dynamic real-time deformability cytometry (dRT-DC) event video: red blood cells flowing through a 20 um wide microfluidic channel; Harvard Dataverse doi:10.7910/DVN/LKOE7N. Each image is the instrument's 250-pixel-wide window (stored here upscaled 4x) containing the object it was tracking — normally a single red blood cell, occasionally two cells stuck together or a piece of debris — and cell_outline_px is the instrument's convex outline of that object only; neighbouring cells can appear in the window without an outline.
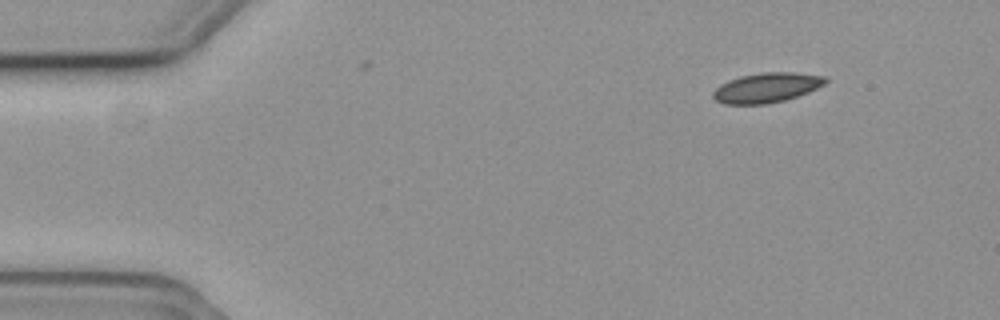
{"species": "common noctule bat (a hibernating species)", "species_latin": "Nyctalus noctula", "temperature_condition": "cold", "stored_images_in_passage": 5, "camera_frame_rate_fps": 3000, "um_per_image_px": 0.085, "animal": {"sex": "female", "body_mass_g": 19.3, "forearm_length_mm": 54.1}, "frame": {"image": 1, "passage_image": 1, "time_ms": 0.0, "image_size_px": [1000, 320], "cell_outline_px": [[828, 80], [824, 84], [808, 92], [784, 100], [768, 104], [724, 104], [716, 100], [712, 96], [712, 92], [720, 84], [728, 80], [740, 76], [760, 72], [796, 72], [828, 76]], "centroid_in_image_um": [65.16, 7.44], "position_along_channel_um": 19.8, "area_um2": 19.65}}
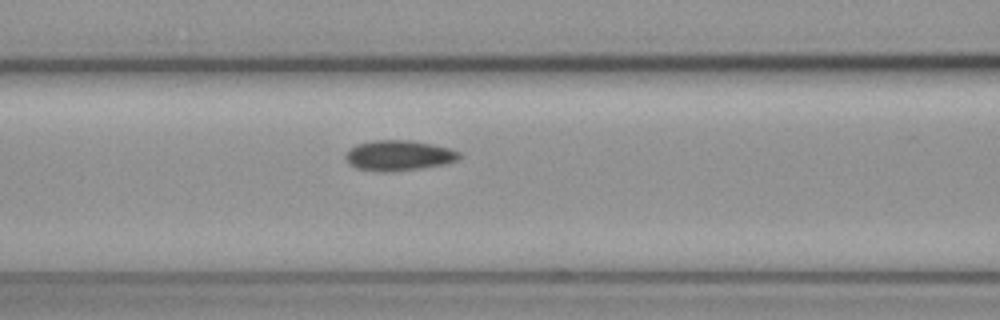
{"frame": {"image": 2, "passage_image": 5, "time_ms": 1.333, "image_size_px": [1000, 320], "cell_outline_px": [[464, 156], [460, 160], [444, 164], [420, 168], [392, 172], [380, 172], [356, 168], [348, 164], [344, 156], [356, 144], [376, 140], [412, 140], [432, 144], [448, 148], [460, 152]], "centroid_in_image_um": [33.92, 13.22], "position_along_channel_um": 132.7, "area_um2": 20.29}}